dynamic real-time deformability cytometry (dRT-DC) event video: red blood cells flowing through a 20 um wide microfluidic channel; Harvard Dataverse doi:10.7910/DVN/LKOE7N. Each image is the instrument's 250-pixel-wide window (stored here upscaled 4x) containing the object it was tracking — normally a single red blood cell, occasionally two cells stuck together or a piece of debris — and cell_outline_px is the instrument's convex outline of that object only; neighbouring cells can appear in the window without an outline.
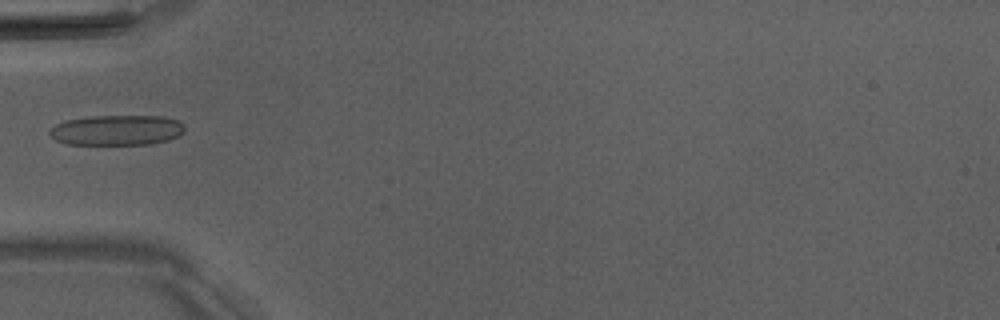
{"species": "Egyptian fruit bat (a non-hibernating species)", "species_latin": "Rousettus aegyptiacus", "temperature_condition": "room temperature", "stored_images_in_passage": 4, "camera_frame_rate_fps": 3000, "um_per_image_px": 0.085, "animal": {"sex": "male"}, "frame": {"image": 1, "passage_image": 1, "time_ms": 0.0, "image_size_px": [1000, 320], "cell_outline_px": [[184, 132], [180, 136], [168, 140], [152, 144], [68, 144], [56, 140], [48, 132], [56, 124], [64, 120], [92, 116], [160, 116], [176, 120], [184, 124]], "centroid_in_image_um": [9.95, 11.06], "position_along_channel_um": 75.0, "area_um2": 23.81}}